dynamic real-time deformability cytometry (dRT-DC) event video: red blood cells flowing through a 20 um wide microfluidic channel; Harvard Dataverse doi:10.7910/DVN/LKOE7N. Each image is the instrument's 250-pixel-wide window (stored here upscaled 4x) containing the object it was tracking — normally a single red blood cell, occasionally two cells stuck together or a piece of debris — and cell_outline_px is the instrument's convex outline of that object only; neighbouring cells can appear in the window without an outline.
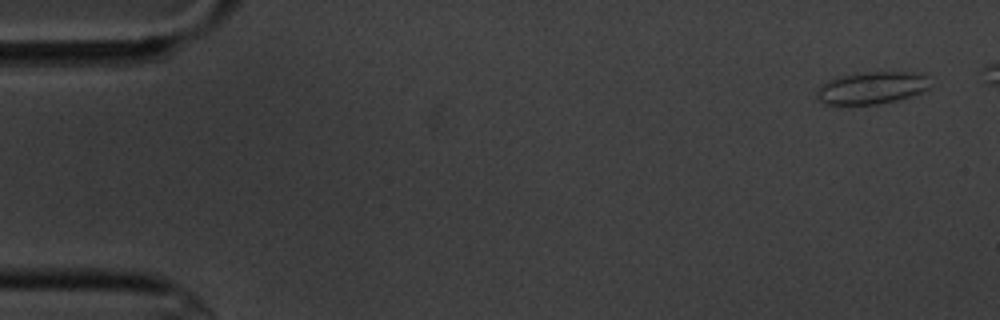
{"species": "common noctule bat (a hibernating species)", "species_latin": "Nyctalus noctula", "temperature_condition": "cold", "stored_images_in_passage": 6, "camera_frame_rate_fps": 3000, "um_per_image_px": 0.085, "animal": {"sex": "male", "body_mass_g": 20.1, "forearm_length_mm": 53.5}, "frame": {"image": 1, "passage_image": 1, "time_ms": 0.0, "image_size_px": [1000, 320], "cell_outline_px": [[928, 88], [920, 92], [896, 100], [876, 104], [824, 104], [816, 96], [816, 88], [820, 84], [832, 76], [872, 72], [920, 72], [928, 76]], "centroid_in_image_um": [74.03, 7.44], "position_along_channel_um": 11.0, "area_um2": 21.39}}